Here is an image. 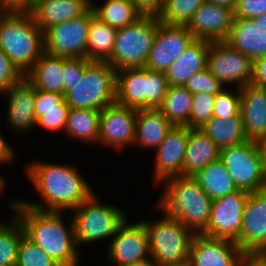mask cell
Masks as SVG:
<instances>
[{"instance_id": "obj_48", "label": "cell", "mask_w": 266, "mask_h": 266, "mask_svg": "<svg viewBox=\"0 0 266 266\" xmlns=\"http://www.w3.org/2000/svg\"><path fill=\"white\" fill-rule=\"evenodd\" d=\"M239 266H266V255L262 251L242 252Z\"/></svg>"}, {"instance_id": "obj_23", "label": "cell", "mask_w": 266, "mask_h": 266, "mask_svg": "<svg viewBox=\"0 0 266 266\" xmlns=\"http://www.w3.org/2000/svg\"><path fill=\"white\" fill-rule=\"evenodd\" d=\"M225 42L252 61L266 56V31L253 19L234 18Z\"/></svg>"}, {"instance_id": "obj_38", "label": "cell", "mask_w": 266, "mask_h": 266, "mask_svg": "<svg viewBox=\"0 0 266 266\" xmlns=\"http://www.w3.org/2000/svg\"><path fill=\"white\" fill-rule=\"evenodd\" d=\"M216 95L205 92L194 94L189 119L190 129H199L213 117Z\"/></svg>"}, {"instance_id": "obj_58", "label": "cell", "mask_w": 266, "mask_h": 266, "mask_svg": "<svg viewBox=\"0 0 266 266\" xmlns=\"http://www.w3.org/2000/svg\"><path fill=\"white\" fill-rule=\"evenodd\" d=\"M29 1H46V0H29Z\"/></svg>"}, {"instance_id": "obj_12", "label": "cell", "mask_w": 266, "mask_h": 266, "mask_svg": "<svg viewBox=\"0 0 266 266\" xmlns=\"http://www.w3.org/2000/svg\"><path fill=\"white\" fill-rule=\"evenodd\" d=\"M248 195V191L239 189L212 200L209 222L202 235L232 240L239 246L243 209Z\"/></svg>"}, {"instance_id": "obj_32", "label": "cell", "mask_w": 266, "mask_h": 266, "mask_svg": "<svg viewBox=\"0 0 266 266\" xmlns=\"http://www.w3.org/2000/svg\"><path fill=\"white\" fill-rule=\"evenodd\" d=\"M117 29L102 22L95 15L91 18L87 38V59L107 62L114 48Z\"/></svg>"}, {"instance_id": "obj_16", "label": "cell", "mask_w": 266, "mask_h": 266, "mask_svg": "<svg viewBox=\"0 0 266 266\" xmlns=\"http://www.w3.org/2000/svg\"><path fill=\"white\" fill-rule=\"evenodd\" d=\"M239 247L243 252L266 249V188L249 192L243 209Z\"/></svg>"}, {"instance_id": "obj_2", "label": "cell", "mask_w": 266, "mask_h": 266, "mask_svg": "<svg viewBox=\"0 0 266 266\" xmlns=\"http://www.w3.org/2000/svg\"><path fill=\"white\" fill-rule=\"evenodd\" d=\"M8 204L13 209L12 214L21 222L25 236L49 257L57 263L79 259L72 216H69L70 223L66 226L63 212L36 210L15 199Z\"/></svg>"}, {"instance_id": "obj_33", "label": "cell", "mask_w": 266, "mask_h": 266, "mask_svg": "<svg viewBox=\"0 0 266 266\" xmlns=\"http://www.w3.org/2000/svg\"><path fill=\"white\" fill-rule=\"evenodd\" d=\"M100 111L70 108L64 132L71 139L98 143Z\"/></svg>"}, {"instance_id": "obj_51", "label": "cell", "mask_w": 266, "mask_h": 266, "mask_svg": "<svg viewBox=\"0 0 266 266\" xmlns=\"http://www.w3.org/2000/svg\"><path fill=\"white\" fill-rule=\"evenodd\" d=\"M29 0H0V10H28Z\"/></svg>"}, {"instance_id": "obj_24", "label": "cell", "mask_w": 266, "mask_h": 266, "mask_svg": "<svg viewBox=\"0 0 266 266\" xmlns=\"http://www.w3.org/2000/svg\"><path fill=\"white\" fill-rule=\"evenodd\" d=\"M210 41L194 39L182 55L165 71L169 86H184L188 79L206 68Z\"/></svg>"}, {"instance_id": "obj_8", "label": "cell", "mask_w": 266, "mask_h": 266, "mask_svg": "<svg viewBox=\"0 0 266 266\" xmlns=\"http://www.w3.org/2000/svg\"><path fill=\"white\" fill-rule=\"evenodd\" d=\"M93 193L72 212L76 245L112 238L126 221L124 210L111 204H101Z\"/></svg>"}, {"instance_id": "obj_36", "label": "cell", "mask_w": 266, "mask_h": 266, "mask_svg": "<svg viewBox=\"0 0 266 266\" xmlns=\"http://www.w3.org/2000/svg\"><path fill=\"white\" fill-rule=\"evenodd\" d=\"M205 0H164L156 15L160 22L169 25H187Z\"/></svg>"}, {"instance_id": "obj_54", "label": "cell", "mask_w": 266, "mask_h": 266, "mask_svg": "<svg viewBox=\"0 0 266 266\" xmlns=\"http://www.w3.org/2000/svg\"><path fill=\"white\" fill-rule=\"evenodd\" d=\"M253 21L254 24H258L264 31H266V14L253 18Z\"/></svg>"}, {"instance_id": "obj_1", "label": "cell", "mask_w": 266, "mask_h": 266, "mask_svg": "<svg viewBox=\"0 0 266 266\" xmlns=\"http://www.w3.org/2000/svg\"><path fill=\"white\" fill-rule=\"evenodd\" d=\"M26 166V175L42 198L38 202L19 200L27 207L49 212L73 211L94 193L73 165L35 160Z\"/></svg>"}, {"instance_id": "obj_52", "label": "cell", "mask_w": 266, "mask_h": 266, "mask_svg": "<svg viewBox=\"0 0 266 266\" xmlns=\"http://www.w3.org/2000/svg\"><path fill=\"white\" fill-rule=\"evenodd\" d=\"M259 151L261 153L264 175L266 178V138H263L257 142Z\"/></svg>"}, {"instance_id": "obj_9", "label": "cell", "mask_w": 266, "mask_h": 266, "mask_svg": "<svg viewBox=\"0 0 266 266\" xmlns=\"http://www.w3.org/2000/svg\"><path fill=\"white\" fill-rule=\"evenodd\" d=\"M219 160L225 165L238 189L255 192L266 188L261 153L257 142L220 149Z\"/></svg>"}, {"instance_id": "obj_43", "label": "cell", "mask_w": 266, "mask_h": 266, "mask_svg": "<svg viewBox=\"0 0 266 266\" xmlns=\"http://www.w3.org/2000/svg\"><path fill=\"white\" fill-rule=\"evenodd\" d=\"M90 62L87 58H65L63 57V81L64 95L72 90L79 79H82L84 68Z\"/></svg>"}, {"instance_id": "obj_47", "label": "cell", "mask_w": 266, "mask_h": 266, "mask_svg": "<svg viewBox=\"0 0 266 266\" xmlns=\"http://www.w3.org/2000/svg\"><path fill=\"white\" fill-rule=\"evenodd\" d=\"M251 83L266 89V56L253 61V76Z\"/></svg>"}, {"instance_id": "obj_11", "label": "cell", "mask_w": 266, "mask_h": 266, "mask_svg": "<svg viewBox=\"0 0 266 266\" xmlns=\"http://www.w3.org/2000/svg\"><path fill=\"white\" fill-rule=\"evenodd\" d=\"M206 68L224 86L236 83V88L251 83L253 61L225 41H212L207 51Z\"/></svg>"}, {"instance_id": "obj_14", "label": "cell", "mask_w": 266, "mask_h": 266, "mask_svg": "<svg viewBox=\"0 0 266 266\" xmlns=\"http://www.w3.org/2000/svg\"><path fill=\"white\" fill-rule=\"evenodd\" d=\"M107 258L113 266H125L151 258L145 228L140 221L119 227L108 243Z\"/></svg>"}, {"instance_id": "obj_31", "label": "cell", "mask_w": 266, "mask_h": 266, "mask_svg": "<svg viewBox=\"0 0 266 266\" xmlns=\"http://www.w3.org/2000/svg\"><path fill=\"white\" fill-rule=\"evenodd\" d=\"M91 8L97 18L116 29L134 23L143 15L131 0H103L102 5L91 3Z\"/></svg>"}, {"instance_id": "obj_55", "label": "cell", "mask_w": 266, "mask_h": 266, "mask_svg": "<svg viewBox=\"0 0 266 266\" xmlns=\"http://www.w3.org/2000/svg\"><path fill=\"white\" fill-rule=\"evenodd\" d=\"M125 266H155V264L152 261V259L150 258L148 260L132 263V264L125 265Z\"/></svg>"}, {"instance_id": "obj_13", "label": "cell", "mask_w": 266, "mask_h": 266, "mask_svg": "<svg viewBox=\"0 0 266 266\" xmlns=\"http://www.w3.org/2000/svg\"><path fill=\"white\" fill-rule=\"evenodd\" d=\"M194 39L186 25L159 22L144 68L165 73Z\"/></svg>"}, {"instance_id": "obj_59", "label": "cell", "mask_w": 266, "mask_h": 266, "mask_svg": "<svg viewBox=\"0 0 266 266\" xmlns=\"http://www.w3.org/2000/svg\"><path fill=\"white\" fill-rule=\"evenodd\" d=\"M155 266H157V265H155ZM178 266H188V264H184V265H178Z\"/></svg>"}, {"instance_id": "obj_25", "label": "cell", "mask_w": 266, "mask_h": 266, "mask_svg": "<svg viewBox=\"0 0 266 266\" xmlns=\"http://www.w3.org/2000/svg\"><path fill=\"white\" fill-rule=\"evenodd\" d=\"M220 148L200 129L189 128L182 164V176L193 177L208 164L219 160Z\"/></svg>"}, {"instance_id": "obj_34", "label": "cell", "mask_w": 266, "mask_h": 266, "mask_svg": "<svg viewBox=\"0 0 266 266\" xmlns=\"http://www.w3.org/2000/svg\"><path fill=\"white\" fill-rule=\"evenodd\" d=\"M193 95L184 86H169L158 110L174 126L189 128Z\"/></svg>"}, {"instance_id": "obj_46", "label": "cell", "mask_w": 266, "mask_h": 266, "mask_svg": "<svg viewBox=\"0 0 266 266\" xmlns=\"http://www.w3.org/2000/svg\"><path fill=\"white\" fill-rule=\"evenodd\" d=\"M266 14V0H237L234 18L253 19Z\"/></svg>"}, {"instance_id": "obj_19", "label": "cell", "mask_w": 266, "mask_h": 266, "mask_svg": "<svg viewBox=\"0 0 266 266\" xmlns=\"http://www.w3.org/2000/svg\"><path fill=\"white\" fill-rule=\"evenodd\" d=\"M8 100L7 124L17 133L36 127L34 117L35 86L24 75L19 81L0 92Z\"/></svg>"}, {"instance_id": "obj_41", "label": "cell", "mask_w": 266, "mask_h": 266, "mask_svg": "<svg viewBox=\"0 0 266 266\" xmlns=\"http://www.w3.org/2000/svg\"><path fill=\"white\" fill-rule=\"evenodd\" d=\"M184 87L192 95L202 92L216 95L224 88L207 68L191 76Z\"/></svg>"}, {"instance_id": "obj_17", "label": "cell", "mask_w": 266, "mask_h": 266, "mask_svg": "<svg viewBox=\"0 0 266 266\" xmlns=\"http://www.w3.org/2000/svg\"><path fill=\"white\" fill-rule=\"evenodd\" d=\"M242 252L232 240L195 234L190 245L188 266H239Z\"/></svg>"}, {"instance_id": "obj_4", "label": "cell", "mask_w": 266, "mask_h": 266, "mask_svg": "<svg viewBox=\"0 0 266 266\" xmlns=\"http://www.w3.org/2000/svg\"><path fill=\"white\" fill-rule=\"evenodd\" d=\"M0 48L26 75L44 50V33L28 10H0Z\"/></svg>"}, {"instance_id": "obj_20", "label": "cell", "mask_w": 266, "mask_h": 266, "mask_svg": "<svg viewBox=\"0 0 266 266\" xmlns=\"http://www.w3.org/2000/svg\"><path fill=\"white\" fill-rule=\"evenodd\" d=\"M234 20V11L205 1L186 25L195 39L225 41Z\"/></svg>"}, {"instance_id": "obj_22", "label": "cell", "mask_w": 266, "mask_h": 266, "mask_svg": "<svg viewBox=\"0 0 266 266\" xmlns=\"http://www.w3.org/2000/svg\"><path fill=\"white\" fill-rule=\"evenodd\" d=\"M92 0L29 1L28 11L44 32L48 27L76 19L90 8Z\"/></svg>"}, {"instance_id": "obj_35", "label": "cell", "mask_w": 266, "mask_h": 266, "mask_svg": "<svg viewBox=\"0 0 266 266\" xmlns=\"http://www.w3.org/2000/svg\"><path fill=\"white\" fill-rule=\"evenodd\" d=\"M10 218L0 222V266H16L18 246L25 235L18 218L14 214Z\"/></svg>"}, {"instance_id": "obj_56", "label": "cell", "mask_w": 266, "mask_h": 266, "mask_svg": "<svg viewBox=\"0 0 266 266\" xmlns=\"http://www.w3.org/2000/svg\"><path fill=\"white\" fill-rule=\"evenodd\" d=\"M79 259L74 260L72 262H66V263H57L55 266H79Z\"/></svg>"}, {"instance_id": "obj_53", "label": "cell", "mask_w": 266, "mask_h": 266, "mask_svg": "<svg viewBox=\"0 0 266 266\" xmlns=\"http://www.w3.org/2000/svg\"><path fill=\"white\" fill-rule=\"evenodd\" d=\"M210 3H214L219 6L227 7L229 9H232L234 11L236 1L237 0H205Z\"/></svg>"}, {"instance_id": "obj_37", "label": "cell", "mask_w": 266, "mask_h": 266, "mask_svg": "<svg viewBox=\"0 0 266 266\" xmlns=\"http://www.w3.org/2000/svg\"><path fill=\"white\" fill-rule=\"evenodd\" d=\"M57 262L25 235L18 246L16 266H55Z\"/></svg>"}, {"instance_id": "obj_21", "label": "cell", "mask_w": 266, "mask_h": 266, "mask_svg": "<svg viewBox=\"0 0 266 266\" xmlns=\"http://www.w3.org/2000/svg\"><path fill=\"white\" fill-rule=\"evenodd\" d=\"M243 129L246 139L258 142L266 138L265 88L252 83L239 89Z\"/></svg>"}, {"instance_id": "obj_27", "label": "cell", "mask_w": 266, "mask_h": 266, "mask_svg": "<svg viewBox=\"0 0 266 266\" xmlns=\"http://www.w3.org/2000/svg\"><path fill=\"white\" fill-rule=\"evenodd\" d=\"M173 126L158 109H138L134 144L156 149Z\"/></svg>"}, {"instance_id": "obj_44", "label": "cell", "mask_w": 266, "mask_h": 266, "mask_svg": "<svg viewBox=\"0 0 266 266\" xmlns=\"http://www.w3.org/2000/svg\"><path fill=\"white\" fill-rule=\"evenodd\" d=\"M69 110L40 111V118L36 121V127L40 126L47 131L65 130Z\"/></svg>"}, {"instance_id": "obj_50", "label": "cell", "mask_w": 266, "mask_h": 266, "mask_svg": "<svg viewBox=\"0 0 266 266\" xmlns=\"http://www.w3.org/2000/svg\"><path fill=\"white\" fill-rule=\"evenodd\" d=\"M15 160V153L10 144L5 140L0 132V164H11Z\"/></svg>"}, {"instance_id": "obj_29", "label": "cell", "mask_w": 266, "mask_h": 266, "mask_svg": "<svg viewBox=\"0 0 266 266\" xmlns=\"http://www.w3.org/2000/svg\"><path fill=\"white\" fill-rule=\"evenodd\" d=\"M199 129L220 149L241 145L247 141L241 111L237 115L226 119L212 117Z\"/></svg>"}, {"instance_id": "obj_5", "label": "cell", "mask_w": 266, "mask_h": 266, "mask_svg": "<svg viewBox=\"0 0 266 266\" xmlns=\"http://www.w3.org/2000/svg\"><path fill=\"white\" fill-rule=\"evenodd\" d=\"M158 220L140 221L146 231L149 252L157 266L188 264L194 233L182 222L163 213Z\"/></svg>"}, {"instance_id": "obj_15", "label": "cell", "mask_w": 266, "mask_h": 266, "mask_svg": "<svg viewBox=\"0 0 266 266\" xmlns=\"http://www.w3.org/2000/svg\"><path fill=\"white\" fill-rule=\"evenodd\" d=\"M136 114L137 109L116 102L106 106L100 111L98 143L116 150L134 145Z\"/></svg>"}, {"instance_id": "obj_26", "label": "cell", "mask_w": 266, "mask_h": 266, "mask_svg": "<svg viewBox=\"0 0 266 266\" xmlns=\"http://www.w3.org/2000/svg\"><path fill=\"white\" fill-rule=\"evenodd\" d=\"M116 103L134 109H146V68L116 71Z\"/></svg>"}, {"instance_id": "obj_57", "label": "cell", "mask_w": 266, "mask_h": 266, "mask_svg": "<svg viewBox=\"0 0 266 266\" xmlns=\"http://www.w3.org/2000/svg\"><path fill=\"white\" fill-rule=\"evenodd\" d=\"M5 181L6 180H4V177L0 175V194H2L3 191L5 190V187H6Z\"/></svg>"}, {"instance_id": "obj_6", "label": "cell", "mask_w": 266, "mask_h": 266, "mask_svg": "<svg viewBox=\"0 0 266 266\" xmlns=\"http://www.w3.org/2000/svg\"><path fill=\"white\" fill-rule=\"evenodd\" d=\"M64 100L69 108L103 110L116 102V70L108 62L90 61Z\"/></svg>"}, {"instance_id": "obj_45", "label": "cell", "mask_w": 266, "mask_h": 266, "mask_svg": "<svg viewBox=\"0 0 266 266\" xmlns=\"http://www.w3.org/2000/svg\"><path fill=\"white\" fill-rule=\"evenodd\" d=\"M23 76L0 48V92L19 81Z\"/></svg>"}, {"instance_id": "obj_39", "label": "cell", "mask_w": 266, "mask_h": 266, "mask_svg": "<svg viewBox=\"0 0 266 266\" xmlns=\"http://www.w3.org/2000/svg\"><path fill=\"white\" fill-rule=\"evenodd\" d=\"M168 87L163 72L146 69V109H158L163 103Z\"/></svg>"}, {"instance_id": "obj_18", "label": "cell", "mask_w": 266, "mask_h": 266, "mask_svg": "<svg viewBox=\"0 0 266 266\" xmlns=\"http://www.w3.org/2000/svg\"><path fill=\"white\" fill-rule=\"evenodd\" d=\"M188 138L189 128L187 126H173L167 133L155 149L154 183L160 184L170 177L182 176V164Z\"/></svg>"}, {"instance_id": "obj_3", "label": "cell", "mask_w": 266, "mask_h": 266, "mask_svg": "<svg viewBox=\"0 0 266 266\" xmlns=\"http://www.w3.org/2000/svg\"><path fill=\"white\" fill-rule=\"evenodd\" d=\"M162 185L157 210L182 222L194 234H202L209 222L212 199L193 177H170Z\"/></svg>"}, {"instance_id": "obj_42", "label": "cell", "mask_w": 266, "mask_h": 266, "mask_svg": "<svg viewBox=\"0 0 266 266\" xmlns=\"http://www.w3.org/2000/svg\"><path fill=\"white\" fill-rule=\"evenodd\" d=\"M70 110L63 94L45 92L35 89L34 117L40 118V111Z\"/></svg>"}, {"instance_id": "obj_10", "label": "cell", "mask_w": 266, "mask_h": 266, "mask_svg": "<svg viewBox=\"0 0 266 266\" xmlns=\"http://www.w3.org/2000/svg\"><path fill=\"white\" fill-rule=\"evenodd\" d=\"M94 11L48 27L44 33V50L53 56L87 58V38Z\"/></svg>"}, {"instance_id": "obj_28", "label": "cell", "mask_w": 266, "mask_h": 266, "mask_svg": "<svg viewBox=\"0 0 266 266\" xmlns=\"http://www.w3.org/2000/svg\"><path fill=\"white\" fill-rule=\"evenodd\" d=\"M25 76L35 89L64 95L63 57L44 52Z\"/></svg>"}, {"instance_id": "obj_49", "label": "cell", "mask_w": 266, "mask_h": 266, "mask_svg": "<svg viewBox=\"0 0 266 266\" xmlns=\"http://www.w3.org/2000/svg\"><path fill=\"white\" fill-rule=\"evenodd\" d=\"M143 14L157 15L164 0H131Z\"/></svg>"}, {"instance_id": "obj_30", "label": "cell", "mask_w": 266, "mask_h": 266, "mask_svg": "<svg viewBox=\"0 0 266 266\" xmlns=\"http://www.w3.org/2000/svg\"><path fill=\"white\" fill-rule=\"evenodd\" d=\"M193 178L212 200L239 190L233 178L229 175L227 168L220 160L208 164Z\"/></svg>"}, {"instance_id": "obj_40", "label": "cell", "mask_w": 266, "mask_h": 266, "mask_svg": "<svg viewBox=\"0 0 266 266\" xmlns=\"http://www.w3.org/2000/svg\"><path fill=\"white\" fill-rule=\"evenodd\" d=\"M227 89L224 87L216 94L213 117L226 119L237 115L241 111L239 89L236 88L232 91L230 88Z\"/></svg>"}, {"instance_id": "obj_7", "label": "cell", "mask_w": 266, "mask_h": 266, "mask_svg": "<svg viewBox=\"0 0 266 266\" xmlns=\"http://www.w3.org/2000/svg\"><path fill=\"white\" fill-rule=\"evenodd\" d=\"M159 19L143 14L134 23L117 29L114 48L108 64L116 71L144 67L151 50Z\"/></svg>"}]
</instances>
